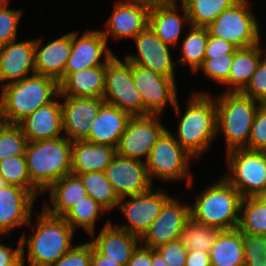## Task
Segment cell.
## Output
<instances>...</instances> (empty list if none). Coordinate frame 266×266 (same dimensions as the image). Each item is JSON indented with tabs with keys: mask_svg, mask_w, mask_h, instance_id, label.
I'll list each match as a JSON object with an SVG mask.
<instances>
[{
	"mask_svg": "<svg viewBox=\"0 0 266 266\" xmlns=\"http://www.w3.org/2000/svg\"><path fill=\"white\" fill-rule=\"evenodd\" d=\"M37 214L34 226L33 214L27 226L33 229L27 237L22 233L21 251L29 266H49L64 256L74 245L75 230L63 217L49 214L44 208ZM26 249V250H25ZM27 251V253H26Z\"/></svg>",
	"mask_w": 266,
	"mask_h": 266,
	"instance_id": "6da1fadb",
	"label": "cell"
},
{
	"mask_svg": "<svg viewBox=\"0 0 266 266\" xmlns=\"http://www.w3.org/2000/svg\"><path fill=\"white\" fill-rule=\"evenodd\" d=\"M214 96V97H213ZM186 101V111L182 115L178 99L172 108L179 118L177 134H173L178 143L196 160L210 149L217 137V112L215 95L210 92L194 91Z\"/></svg>",
	"mask_w": 266,
	"mask_h": 266,
	"instance_id": "7a4b0ae2",
	"label": "cell"
},
{
	"mask_svg": "<svg viewBox=\"0 0 266 266\" xmlns=\"http://www.w3.org/2000/svg\"><path fill=\"white\" fill-rule=\"evenodd\" d=\"M72 141L67 137L27 143L25 158L32 181V194L38 198L56 181L72 173Z\"/></svg>",
	"mask_w": 266,
	"mask_h": 266,
	"instance_id": "3957f363",
	"label": "cell"
},
{
	"mask_svg": "<svg viewBox=\"0 0 266 266\" xmlns=\"http://www.w3.org/2000/svg\"><path fill=\"white\" fill-rule=\"evenodd\" d=\"M0 121L19 124L40 106L60 98L59 82L34 74L0 88Z\"/></svg>",
	"mask_w": 266,
	"mask_h": 266,
	"instance_id": "277c9868",
	"label": "cell"
},
{
	"mask_svg": "<svg viewBox=\"0 0 266 266\" xmlns=\"http://www.w3.org/2000/svg\"><path fill=\"white\" fill-rule=\"evenodd\" d=\"M242 195L223 176L202 189L190 204L191 219L220 230L236 229L240 219Z\"/></svg>",
	"mask_w": 266,
	"mask_h": 266,
	"instance_id": "5b68a950",
	"label": "cell"
},
{
	"mask_svg": "<svg viewBox=\"0 0 266 266\" xmlns=\"http://www.w3.org/2000/svg\"><path fill=\"white\" fill-rule=\"evenodd\" d=\"M217 136L224 135L226 151L245 148L254 117L261 102L241 92H221L215 96Z\"/></svg>",
	"mask_w": 266,
	"mask_h": 266,
	"instance_id": "8992f818",
	"label": "cell"
},
{
	"mask_svg": "<svg viewBox=\"0 0 266 266\" xmlns=\"http://www.w3.org/2000/svg\"><path fill=\"white\" fill-rule=\"evenodd\" d=\"M194 159L167 128L150 150L145 164L152 183L156 178L162 182L183 179L187 188H192L194 176L190 171V162Z\"/></svg>",
	"mask_w": 266,
	"mask_h": 266,
	"instance_id": "52a82bcc",
	"label": "cell"
},
{
	"mask_svg": "<svg viewBox=\"0 0 266 266\" xmlns=\"http://www.w3.org/2000/svg\"><path fill=\"white\" fill-rule=\"evenodd\" d=\"M249 0H239L224 10L206 28L210 36L222 38L237 48H248L261 43L260 24Z\"/></svg>",
	"mask_w": 266,
	"mask_h": 266,
	"instance_id": "ba28073f",
	"label": "cell"
},
{
	"mask_svg": "<svg viewBox=\"0 0 266 266\" xmlns=\"http://www.w3.org/2000/svg\"><path fill=\"white\" fill-rule=\"evenodd\" d=\"M225 153L228 170L223 177L242 197L266 194V151L237 148Z\"/></svg>",
	"mask_w": 266,
	"mask_h": 266,
	"instance_id": "9c48e42d",
	"label": "cell"
},
{
	"mask_svg": "<svg viewBox=\"0 0 266 266\" xmlns=\"http://www.w3.org/2000/svg\"><path fill=\"white\" fill-rule=\"evenodd\" d=\"M103 100L131 116L150 114L143 106L140 93L134 85L132 64L125 58L122 61L116 54L106 64Z\"/></svg>",
	"mask_w": 266,
	"mask_h": 266,
	"instance_id": "30bf717a",
	"label": "cell"
},
{
	"mask_svg": "<svg viewBox=\"0 0 266 266\" xmlns=\"http://www.w3.org/2000/svg\"><path fill=\"white\" fill-rule=\"evenodd\" d=\"M148 191L132 196L123 197L119 201V208L126 222L116 224L119 229L141 238L151 223L158 217L164 203L171 197L162 188ZM129 198V199H128Z\"/></svg>",
	"mask_w": 266,
	"mask_h": 266,
	"instance_id": "8fae6325",
	"label": "cell"
},
{
	"mask_svg": "<svg viewBox=\"0 0 266 266\" xmlns=\"http://www.w3.org/2000/svg\"><path fill=\"white\" fill-rule=\"evenodd\" d=\"M159 117L156 114L132 116L121 135L116 154L145 163L150 150L167 129Z\"/></svg>",
	"mask_w": 266,
	"mask_h": 266,
	"instance_id": "7c38bea8",
	"label": "cell"
},
{
	"mask_svg": "<svg viewBox=\"0 0 266 266\" xmlns=\"http://www.w3.org/2000/svg\"><path fill=\"white\" fill-rule=\"evenodd\" d=\"M170 197L163 205L158 217L140 238V244L156 249L163 244L179 240L186 223L191 219L190 203Z\"/></svg>",
	"mask_w": 266,
	"mask_h": 266,
	"instance_id": "4fadbf2b",
	"label": "cell"
},
{
	"mask_svg": "<svg viewBox=\"0 0 266 266\" xmlns=\"http://www.w3.org/2000/svg\"><path fill=\"white\" fill-rule=\"evenodd\" d=\"M132 78L140 93L143 106L150 114H162L167 104L175 106L178 99V85L174 79L134 64H132Z\"/></svg>",
	"mask_w": 266,
	"mask_h": 266,
	"instance_id": "5bb4252c",
	"label": "cell"
},
{
	"mask_svg": "<svg viewBox=\"0 0 266 266\" xmlns=\"http://www.w3.org/2000/svg\"><path fill=\"white\" fill-rule=\"evenodd\" d=\"M137 54H126L124 58L131 64L142 66L176 81V61L171 55V47L165 44L148 25L134 38Z\"/></svg>",
	"mask_w": 266,
	"mask_h": 266,
	"instance_id": "9a60e30c",
	"label": "cell"
},
{
	"mask_svg": "<svg viewBox=\"0 0 266 266\" xmlns=\"http://www.w3.org/2000/svg\"><path fill=\"white\" fill-rule=\"evenodd\" d=\"M78 35L79 31H72V50L65 67V78L72 72L106 66L115 56L100 29H87Z\"/></svg>",
	"mask_w": 266,
	"mask_h": 266,
	"instance_id": "2e32d148",
	"label": "cell"
},
{
	"mask_svg": "<svg viewBox=\"0 0 266 266\" xmlns=\"http://www.w3.org/2000/svg\"><path fill=\"white\" fill-rule=\"evenodd\" d=\"M152 2L146 0H120L115 3L105 29H100L108 41L114 39H133L149 25V12Z\"/></svg>",
	"mask_w": 266,
	"mask_h": 266,
	"instance_id": "e0dca14e",
	"label": "cell"
},
{
	"mask_svg": "<svg viewBox=\"0 0 266 266\" xmlns=\"http://www.w3.org/2000/svg\"><path fill=\"white\" fill-rule=\"evenodd\" d=\"M104 172L120 199L154 187L146 164L138 160L116 154Z\"/></svg>",
	"mask_w": 266,
	"mask_h": 266,
	"instance_id": "ac0fdd59",
	"label": "cell"
},
{
	"mask_svg": "<svg viewBox=\"0 0 266 266\" xmlns=\"http://www.w3.org/2000/svg\"><path fill=\"white\" fill-rule=\"evenodd\" d=\"M64 136L70 141L85 140L91 122L105 103L103 98L60 96Z\"/></svg>",
	"mask_w": 266,
	"mask_h": 266,
	"instance_id": "d6986e66",
	"label": "cell"
},
{
	"mask_svg": "<svg viewBox=\"0 0 266 266\" xmlns=\"http://www.w3.org/2000/svg\"><path fill=\"white\" fill-rule=\"evenodd\" d=\"M34 74L35 39L0 46V88Z\"/></svg>",
	"mask_w": 266,
	"mask_h": 266,
	"instance_id": "ffe728a7",
	"label": "cell"
},
{
	"mask_svg": "<svg viewBox=\"0 0 266 266\" xmlns=\"http://www.w3.org/2000/svg\"><path fill=\"white\" fill-rule=\"evenodd\" d=\"M36 199L29 190L18 186L0 190V237H9L15 228L27 226Z\"/></svg>",
	"mask_w": 266,
	"mask_h": 266,
	"instance_id": "44dd1931",
	"label": "cell"
},
{
	"mask_svg": "<svg viewBox=\"0 0 266 266\" xmlns=\"http://www.w3.org/2000/svg\"><path fill=\"white\" fill-rule=\"evenodd\" d=\"M152 2L149 12V26L167 45L176 47L182 37V29L189 27L190 20L185 6L180 2ZM179 6L183 15L179 14Z\"/></svg>",
	"mask_w": 266,
	"mask_h": 266,
	"instance_id": "7402d4cb",
	"label": "cell"
},
{
	"mask_svg": "<svg viewBox=\"0 0 266 266\" xmlns=\"http://www.w3.org/2000/svg\"><path fill=\"white\" fill-rule=\"evenodd\" d=\"M35 38L36 74L51 77L59 82L65 79V67L72 50V32L42 44ZM43 46V47H42Z\"/></svg>",
	"mask_w": 266,
	"mask_h": 266,
	"instance_id": "603a6c76",
	"label": "cell"
},
{
	"mask_svg": "<svg viewBox=\"0 0 266 266\" xmlns=\"http://www.w3.org/2000/svg\"><path fill=\"white\" fill-rule=\"evenodd\" d=\"M19 125L29 142L55 139L64 136L61 102L55 99L40 106Z\"/></svg>",
	"mask_w": 266,
	"mask_h": 266,
	"instance_id": "cb8c5ba5",
	"label": "cell"
},
{
	"mask_svg": "<svg viewBox=\"0 0 266 266\" xmlns=\"http://www.w3.org/2000/svg\"><path fill=\"white\" fill-rule=\"evenodd\" d=\"M90 235L92 245L104 256L126 266L133 251L140 244V238L116 227L112 220H107L100 233Z\"/></svg>",
	"mask_w": 266,
	"mask_h": 266,
	"instance_id": "d4e9b609",
	"label": "cell"
},
{
	"mask_svg": "<svg viewBox=\"0 0 266 266\" xmlns=\"http://www.w3.org/2000/svg\"><path fill=\"white\" fill-rule=\"evenodd\" d=\"M131 117L129 113L118 107L104 103L91 122V131L85 140L117 148Z\"/></svg>",
	"mask_w": 266,
	"mask_h": 266,
	"instance_id": "484cf974",
	"label": "cell"
},
{
	"mask_svg": "<svg viewBox=\"0 0 266 266\" xmlns=\"http://www.w3.org/2000/svg\"><path fill=\"white\" fill-rule=\"evenodd\" d=\"M106 66L70 73L60 84V96L103 98Z\"/></svg>",
	"mask_w": 266,
	"mask_h": 266,
	"instance_id": "4316f807",
	"label": "cell"
},
{
	"mask_svg": "<svg viewBox=\"0 0 266 266\" xmlns=\"http://www.w3.org/2000/svg\"><path fill=\"white\" fill-rule=\"evenodd\" d=\"M115 155L116 148L112 146L86 140L73 141L72 173L104 172Z\"/></svg>",
	"mask_w": 266,
	"mask_h": 266,
	"instance_id": "83f0119b",
	"label": "cell"
},
{
	"mask_svg": "<svg viewBox=\"0 0 266 266\" xmlns=\"http://www.w3.org/2000/svg\"><path fill=\"white\" fill-rule=\"evenodd\" d=\"M49 191V192H48ZM51 202L45 201L43 208L51 215L64 217L70 209L87 195L80 178L69 174L56 181L47 191Z\"/></svg>",
	"mask_w": 266,
	"mask_h": 266,
	"instance_id": "f1b7e54d",
	"label": "cell"
},
{
	"mask_svg": "<svg viewBox=\"0 0 266 266\" xmlns=\"http://www.w3.org/2000/svg\"><path fill=\"white\" fill-rule=\"evenodd\" d=\"M265 46L257 44L248 48H238L233 56L232 67L224 92H241L256 71L260 60L266 55Z\"/></svg>",
	"mask_w": 266,
	"mask_h": 266,
	"instance_id": "f546056e",
	"label": "cell"
},
{
	"mask_svg": "<svg viewBox=\"0 0 266 266\" xmlns=\"http://www.w3.org/2000/svg\"><path fill=\"white\" fill-rule=\"evenodd\" d=\"M211 266H245L241 231L221 230L210 252Z\"/></svg>",
	"mask_w": 266,
	"mask_h": 266,
	"instance_id": "4dcf8cb0",
	"label": "cell"
},
{
	"mask_svg": "<svg viewBox=\"0 0 266 266\" xmlns=\"http://www.w3.org/2000/svg\"><path fill=\"white\" fill-rule=\"evenodd\" d=\"M189 30L180 42L182 57L175 61L178 65L188 66L191 73L194 74L203 64L209 33L206 27L201 26L190 25Z\"/></svg>",
	"mask_w": 266,
	"mask_h": 266,
	"instance_id": "1f68e13d",
	"label": "cell"
},
{
	"mask_svg": "<svg viewBox=\"0 0 266 266\" xmlns=\"http://www.w3.org/2000/svg\"><path fill=\"white\" fill-rule=\"evenodd\" d=\"M77 175L87 195L92 197L107 212L113 211L118 205L120 198L114 187L106 178L105 172L72 173Z\"/></svg>",
	"mask_w": 266,
	"mask_h": 266,
	"instance_id": "d6a6232c",
	"label": "cell"
},
{
	"mask_svg": "<svg viewBox=\"0 0 266 266\" xmlns=\"http://www.w3.org/2000/svg\"><path fill=\"white\" fill-rule=\"evenodd\" d=\"M237 228L252 235H266V194L242 199Z\"/></svg>",
	"mask_w": 266,
	"mask_h": 266,
	"instance_id": "836d02e7",
	"label": "cell"
},
{
	"mask_svg": "<svg viewBox=\"0 0 266 266\" xmlns=\"http://www.w3.org/2000/svg\"><path fill=\"white\" fill-rule=\"evenodd\" d=\"M239 0H181L192 26L207 27Z\"/></svg>",
	"mask_w": 266,
	"mask_h": 266,
	"instance_id": "e575fe53",
	"label": "cell"
},
{
	"mask_svg": "<svg viewBox=\"0 0 266 266\" xmlns=\"http://www.w3.org/2000/svg\"><path fill=\"white\" fill-rule=\"evenodd\" d=\"M104 212H107L92 197L86 195L83 200L76 203L63 217L66 222L75 230L83 228L88 235L95 232V225L98 219H103Z\"/></svg>",
	"mask_w": 266,
	"mask_h": 266,
	"instance_id": "d590c367",
	"label": "cell"
},
{
	"mask_svg": "<svg viewBox=\"0 0 266 266\" xmlns=\"http://www.w3.org/2000/svg\"><path fill=\"white\" fill-rule=\"evenodd\" d=\"M220 231L217 227L202 225L190 219L183 228L179 240L187 250L209 253Z\"/></svg>",
	"mask_w": 266,
	"mask_h": 266,
	"instance_id": "8d00e7d4",
	"label": "cell"
},
{
	"mask_svg": "<svg viewBox=\"0 0 266 266\" xmlns=\"http://www.w3.org/2000/svg\"><path fill=\"white\" fill-rule=\"evenodd\" d=\"M28 140L19 124L0 121V161L6 157L25 155Z\"/></svg>",
	"mask_w": 266,
	"mask_h": 266,
	"instance_id": "74e56055",
	"label": "cell"
},
{
	"mask_svg": "<svg viewBox=\"0 0 266 266\" xmlns=\"http://www.w3.org/2000/svg\"><path fill=\"white\" fill-rule=\"evenodd\" d=\"M0 175L9 185L21 187L32 193L25 155L8 156L0 161Z\"/></svg>",
	"mask_w": 266,
	"mask_h": 266,
	"instance_id": "f35d334b",
	"label": "cell"
},
{
	"mask_svg": "<svg viewBox=\"0 0 266 266\" xmlns=\"http://www.w3.org/2000/svg\"><path fill=\"white\" fill-rule=\"evenodd\" d=\"M9 3V0L0 2V46L18 40L17 31L23 9H10Z\"/></svg>",
	"mask_w": 266,
	"mask_h": 266,
	"instance_id": "ab89813d",
	"label": "cell"
},
{
	"mask_svg": "<svg viewBox=\"0 0 266 266\" xmlns=\"http://www.w3.org/2000/svg\"><path fill=\"white\" fill-rule=\"evenodd\" d=\"M234 54H227L212 59H204L203 64L194 73L202 70L204 75L214 82L224 85L230 75Z\"/></svg>",
	"mask_w": 266,
	"mask_h": 266,
	"instance_id": "60d3db41",
	"label": "cell"
},
{
	"mask_svg": "<svg viewBox=\"0 0 266 266\" xmlns=\"http://www.w3.org/2000/svg\"><path fill=\"white\" fill-rule=\"evenodd\" d=\"M245 265L263 264L266 252V235H252L241 231Z\"/></svg>",
	"mask_w": 266,
	"mask_h": 266,
	"instance_id": "b9f144b4",
	"label": "cell"
},
{
	"mask_svg": "<svg viewBox=\"0 0 266 266\" xmlns=\"http://www.w3.org/2000/svg\"><path fill=\"white\" fill-rule=\"evenodd\" d=\"M245 149L266 151V103L258 107Z\"/></svg>",
	"mask_w": 266,
	"mask_h": 266,
	"instance_id": "7bdbcfd3",
	"label": "cell"
},
{
	"mask_svg": "<svg viewBox=\"0 0 266 266\" xmlns=\"http://www.w3.org/2000/svg\"><path fill=\"white\" fill-rule=\"evenodd\" d=\"M241 93L266 103V55L258 63L255 73Z\"/></svg>",
	"mask_w": 266,
	"mask_h": 266,
	"instance_id": "ee69618b",
	"label": "cell"
},
{
	"mask_svg": "<svg viewBox=\"0 0 266 266\" xmlns=\"http://www.w3.org/2000/svg\"><path fill=\"white\" fill-rule=\"evenodd\" d=\"M49 266H91V242L74 245L64 256Z\"/></svg>",
	"mask_w": 266,
	"mask_h": 266,
	"instance_id": "f6af8a7d",
	"label": "cell"
},
{
	"mask_svg": "<svg viewBox=\"0 0 266 266\" xmlns=\"http://www.w3.org/2000/svg\"><path fill=\"white\" fill-rule=\"evenodd\" d=\"M168 266H185L188 250L180 240L163 244L156 248Z\"/></svg>",
	"mask_w": 266,
	"mask_h": 266,
	"instance_id": "bcb514c9",
	"label": "cell"
},
{
	"mask_svg": "<svg viewBox=\"0 0 266 266\" xmlns=\"http://www.w3.org/2000/svg\"><path fill=\"white\" fill-rule=\"evenodd\" d=\"M238 48L232 43L215 36H208L204 59H212L227 54H234Z\"/></svg>",
	"mask_w": 266,
	"mask_h": 266,
	"instance_id": "7dc6e473",
	"label": "cell"
},
{
	"mask_svg": "<svg viewBox=\"0 0 266 266\" xmlns=\"http://www.w3.org/2000/svg\"><path fill=\"white\" fill-rule=\"evenodd\" d=\"M126 266H152L151 248L139 244L133 251L131 258Z\"/></svg>",
	"mask_w": 266,
	"mask_h": 266,
	"instance_id": "c3c4849f",
	"label": "cell"
},
{
	"mask_svg": "<svg viewBox=\"0 0 266 266\" xmlns=\"http://www.w3.org/2000/svg\"><path fill=\"white\" fill-rule=\"evenodd\" d=\"M17 244V248L13 249L12 246H5L0 242V266L10 265L22 254L20 239Z\"/></svg>",
	"mask_w": 266,
	"mask_h": 266,
	"instance_id": "681fc988",
	"label": "cell"
},
{
	"mask_svg": "<svg viewBox=\"0 0 266 266\" xmlns=\"http://www.w3.org/2000/svg\"><path fill=\"white\" fill-rule=\"evenodd\" d=\"M185 266H211L209 253L188 250Z\"/></svg>",
	"mask_w": 266,
	"mask_h": 266,
	"instance_id": "f907efd6",
	"label": "cell"
},
{
	"mask_svg": "<svg viewBox=\"0 0 266 266\" xmlns=\"http://www.w3.org/2000/svg\"><path fill=\"white\" fill-rule=\"evenodd\" d=\"M91 266H122L101 254L91 243Z\"/></svg>",
	"mask_w": 266,
	"mask_h": 266,
	"instance_id": "816d5d0a",
	"label": "cell"
},
{
	"mask_svg": "<svg viewBox=\"0 0 266 266\" xmlns=\"http://www.w3.org/2000/svg\"><path fill=\"white\" fill-rule=\"evenodd\" d=\"M152 266H168L167 262L156 249H151Z\"/></svg>",
	"mask_w": 266,
	"mask_h": 266,
	"instance_id": "f5cc1de1",
	"label": "cell"
},
{
	"mask_svg": "<svg viewBox=\"0 0 266 266\" xmlns=\"http://www.w3.org/2000/svg\"><path fill=\"white\" fill-rule=\"evenodd\" d=\"M25 258L21 254L13 263L8 266H25Z\"/></svg>",
	"mask_w": 266,
	"mask_h": 266,
	"instance_id": "db71d44e",
	"label": "cell"
},
{
	"mask_svg": "<svg viewBox=\"0 0 266 266\" xmlns=\"http://www.w3.org/2000/svg\"><path fill=\"white\" fill-rule=\"evenodd\" d=\"M9 184L4 180V178L0 175V190L4 187L8 186Z\"/></svg>",
	"mask_w": 266,
	"mask_h": 266,
	"instance_id": "11a10c76",
	"label": "cell"
},
{
	"mask_svg": "<svg viewBox=\"0 0 266 266\" xmlns=\"http://www.w3.org/2000/svg\"><path fill=\"white\" fill-rule=\"evenodd\" d=\"M150 2H178V0H146Z\"/></svg>",
	"mask_w": 266,
	"mask_h": 266,
	"instance_id": "9f6ffc18",
	"label": "cell"
},
{
	"mask_svg": "<svg viewBox=\"0 0 266 266\" xmlns=\"http://www.w3.org/2000/svg\"><path fill=\"white\" fill-rule=\"evenodd\" d=\"M245 266H266V258H264L263 264H258V265H245Z\"/></svg>",
	"mask_w": 266,
	"mask_h": 266,
	"instance_id": "6f0895ef",
	"label": "cell"
}]
</instances>
